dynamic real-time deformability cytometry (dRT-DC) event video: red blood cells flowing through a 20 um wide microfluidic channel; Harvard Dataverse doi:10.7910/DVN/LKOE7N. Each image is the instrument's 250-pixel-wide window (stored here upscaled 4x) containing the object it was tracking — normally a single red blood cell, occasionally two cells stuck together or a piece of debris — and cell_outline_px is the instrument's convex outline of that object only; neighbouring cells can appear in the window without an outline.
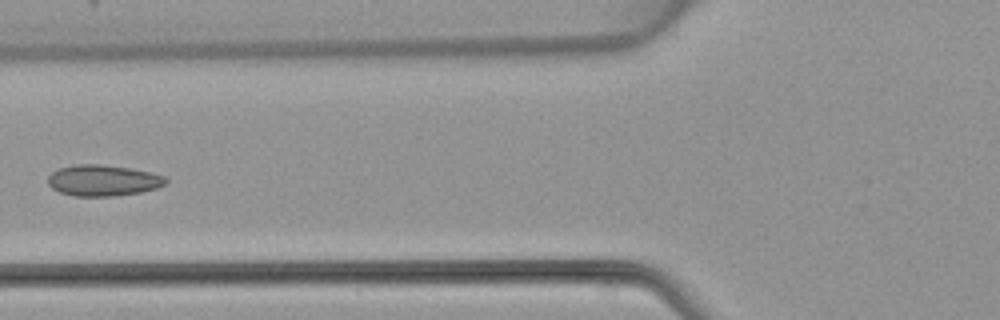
{"species": "common noctule bat (a hibernating species)", "species_latin": "Nyctalus noctula", "temperature_condition": "warm", "stored_images_in_passage": 6, "camera_frame_rate_fps": 3000, "um_per_image_px": 0.085, "animal": {"sex": "female", "body_mass_g": 22.7, "forearm_length_mm": 54.2}, "frame": {"image": 1, "passage_image": 6, "time_ms": 6.0, "image_size_px": [1000, 320], "cell_outline_px": [[168, 184], [156, 188], [140, 192], [112, 196], [72, 196], [60, 192], [52, 188], [48, 184], [48, 176], [52, 172], [60, 168], [72, 164], [100, 164], [128, 168], [148, 172], [164, 176], [168, 180]], "centroid_in_image_um": [8.74, 15.34], "position_along_channel_um": 117.1, "area_um2": 21.33}}